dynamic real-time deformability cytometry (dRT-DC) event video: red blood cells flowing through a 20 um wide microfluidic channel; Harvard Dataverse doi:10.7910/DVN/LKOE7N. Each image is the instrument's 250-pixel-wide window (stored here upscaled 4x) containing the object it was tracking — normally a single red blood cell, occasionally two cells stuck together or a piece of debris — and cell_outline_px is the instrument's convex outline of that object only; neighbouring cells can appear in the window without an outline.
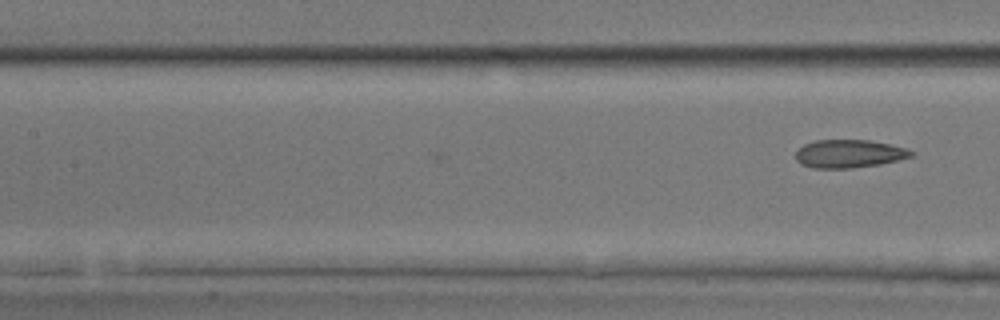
{"species": "common noctule bat (a hibernating species)", "species_latin": "Nyctalus noctula", "temperature_condition": "room temperature", "stored_images_in_passage": 8, "camera_frame_rate_fps": 3000, "um_per_image_px": 0.085, "animal": {"sex": "male", "body_mass_g": 17.9, "forearm_length_mm": 54.2}, "frame": {"image": 1, "passage_image": 8, "time_ms": 2.333, "image_size_px": [1000, 320], "cell_outline_px": [[916, 152], [912, 156], [880, 164], [852, 168], [812, 168], [800, 164], [796, 160], [796, 152], [804, 144], [816, 140], [868, 140], [892, 144], [908, 148]], "centroid_in_image_um": [72.19, 13.06], "position_along_channel_um": 135.2, "area_um2": 19.02}}